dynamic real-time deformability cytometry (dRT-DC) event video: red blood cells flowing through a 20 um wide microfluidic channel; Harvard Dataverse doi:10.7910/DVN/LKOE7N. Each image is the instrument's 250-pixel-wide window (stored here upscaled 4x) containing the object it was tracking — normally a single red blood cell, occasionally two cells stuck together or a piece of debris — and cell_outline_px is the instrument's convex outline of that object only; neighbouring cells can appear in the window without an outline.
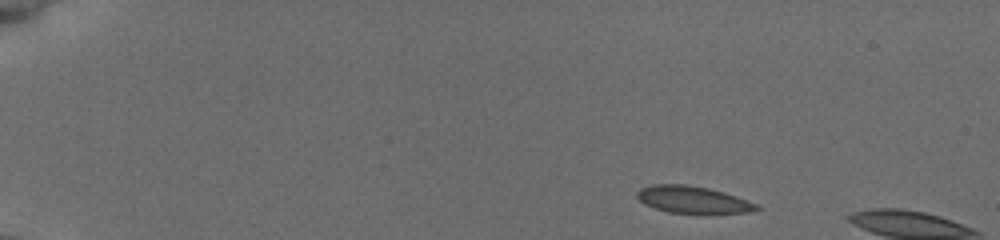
{"species": "common noctule bat (a hibernating species)", "species_latin": "Nyctalus noctula", "temperature_condition": "cold", "stored_images_in_passage": 7, "camera_frame_rate_fps": 3000, "um_per_image_px": 0.085, "animal": {"sex": "female", "body_mass_g": 19.5, "forearm_length_mm": 54.1}, "frame": {"image": 1, "passage_image": 1, "time_ms": 0.0, "image_size_px": [1000, 240], "cell_outline_px": [[760, 208], [752, 212], [668, 212], [644, 204], [636, 196], [636, 192], [640, 188], [652, 184], [688, 184], [708, 188], [724, 192], [736, 196], [756, 204]], "centroid_in_image_um": [58.83, 16.94], "position_along_channel_um": 26.2, "area_um2": 18.44}}